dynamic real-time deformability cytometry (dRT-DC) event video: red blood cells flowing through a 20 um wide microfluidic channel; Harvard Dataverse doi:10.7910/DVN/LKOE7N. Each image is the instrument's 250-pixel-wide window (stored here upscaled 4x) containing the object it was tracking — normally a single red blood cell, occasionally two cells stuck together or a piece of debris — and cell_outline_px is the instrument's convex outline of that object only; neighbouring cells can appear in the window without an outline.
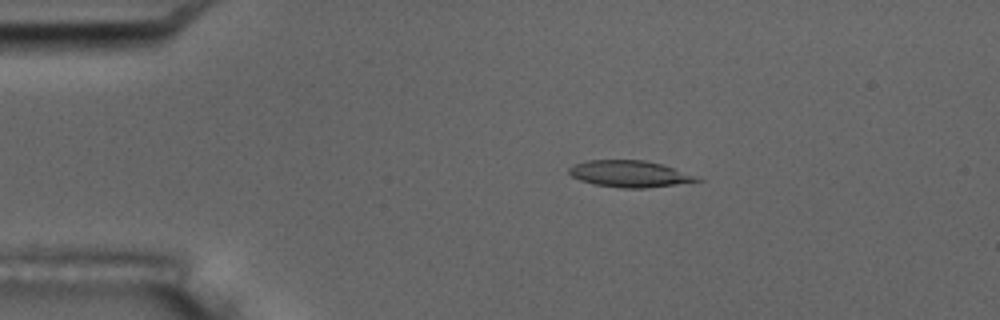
{"species": "common noctule bat (a hibernating species)", "species_latin": "Nyctalus noctula", "temperature_condition": "room temperature", "stored_images_in_passage": 54, "camera_frame_rate_fps": 3000, "um_per_image_px": 0.085, "animal": {"sex": "male", "body_mass_g": 17.5, "forearm_length_mm": 52.3}, "frame": {"image": 1, "passage_image": 10, "time_ms": 3.0, "image_size_px": [1000, 320], "cell_outline_px": [[704, 180], [644, 188], [620, 188], [592, 184], [580, 180], [572, 176], [568, 172], [568, 168], [572, 164], [584, 160], [644, 160], [660, 164], [696, 176]], "centroid_in_image_um": [53.42, 14.77], "position_along_channel_um": 31.6, "area_um2": 19.65}}
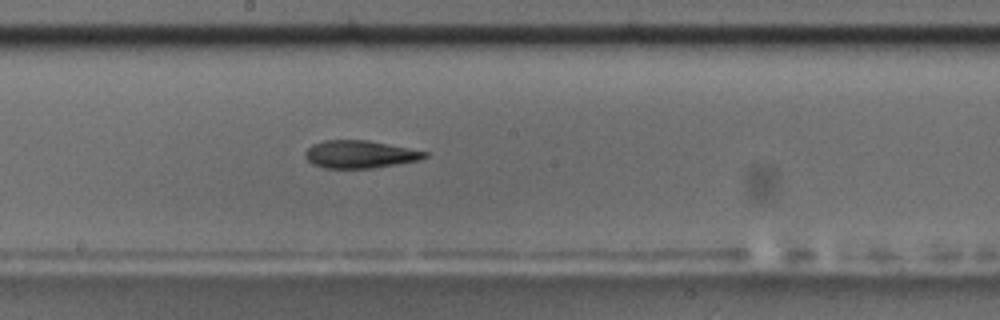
{"frame": {"image": 2, "passage_image": 29, "time_ms": 9.333, "image_size_px": [1000, 320], "cell_outline_px": [[428, 156], [420, 160], [372, 168], [324, 168], [312, 164], [304, 156], [304, 152], [312, 144], [324, 140], [368, 140], [428, 152]], "centroid_in_image_um": [30.56, 13.11], "position_along_channel_um": 217.6, "area_um2": 19.25}}
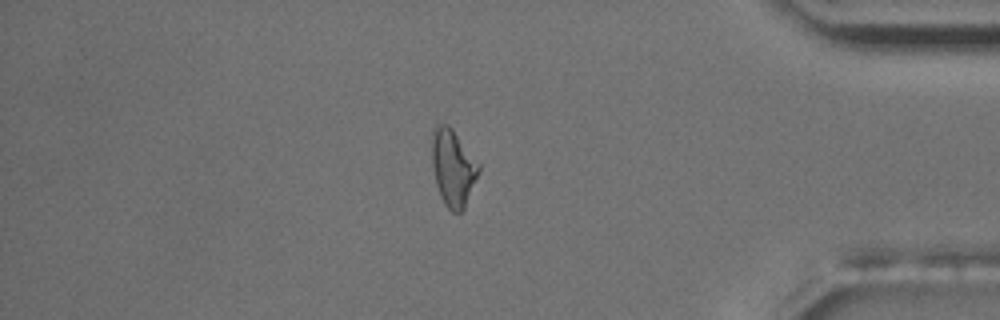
{"frame": {"image": 3, "passage_image": 46, "time_ms": 15.0, "image_size_px": [1000, 320], "cell_outline_px": [[480, 168], [464, 208], [460, 212], [452, 212], [444, 204], [440, 196], [436, 184], [432, 164], [432, 128], [436, 124], [448, 124], [452, 128], [480, 164]], "centroid_in_image_um": [38.48, 14.23], "position_along_channel_um": 396.7, "area_um2": 20.81}, "authors_computed_cell_mechanics": {"area_um2": 19.652, "velocity_mm_per_s": 3.7083, "shape_relaxation_time_tau1_ms": 7.9627, "shape_relaxation_time_tau2_ms": 2.9084, "deformation_change_tau1": 0.2001, "deformation_change_tau2": 0.1051}}